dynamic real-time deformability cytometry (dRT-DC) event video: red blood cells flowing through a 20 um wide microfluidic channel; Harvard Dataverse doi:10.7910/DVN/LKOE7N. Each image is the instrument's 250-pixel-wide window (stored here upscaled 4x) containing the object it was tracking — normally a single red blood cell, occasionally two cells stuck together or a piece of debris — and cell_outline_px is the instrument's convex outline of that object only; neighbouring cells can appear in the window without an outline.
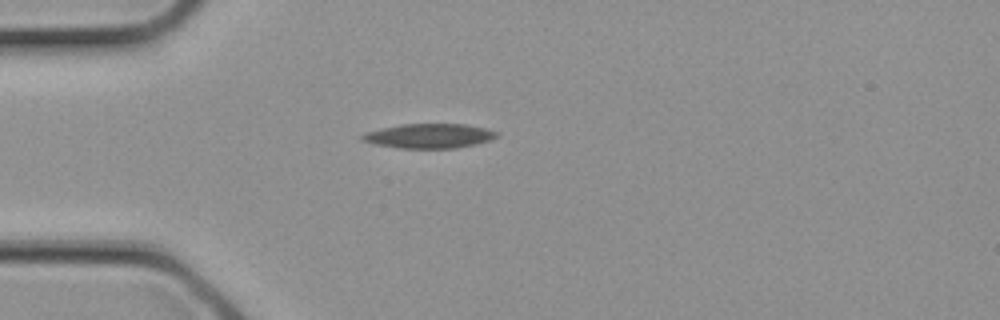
{"species": "common noctule bat (a hibernating species)", "species_latin": "Nyctalus noctula", "temperature_condition": "cold", "stored_images_in_passage": 1, "camera_frame_rate_fps": 3000, "um_per_image_px": 0.085, "animal": {"sex": "female", "body_mass_g": 21.9}, "frame": {"image": 1, "passage_image": 1, "time_ms": 0.0, "image_size_px": [1000, 320], "cell_outline_px": [[500, 132], [496, 136], [488, 140], [476, 144], [456, 148], [396, 148], [372, 144], [360, 140], [360, 136], [364, 132], [400, 124], [464, 124], [484, 128]], "centroid_in_image_um": [36.41, 11.56], "position_along_channel_um": 48.6, "area_um2": 19.31}}